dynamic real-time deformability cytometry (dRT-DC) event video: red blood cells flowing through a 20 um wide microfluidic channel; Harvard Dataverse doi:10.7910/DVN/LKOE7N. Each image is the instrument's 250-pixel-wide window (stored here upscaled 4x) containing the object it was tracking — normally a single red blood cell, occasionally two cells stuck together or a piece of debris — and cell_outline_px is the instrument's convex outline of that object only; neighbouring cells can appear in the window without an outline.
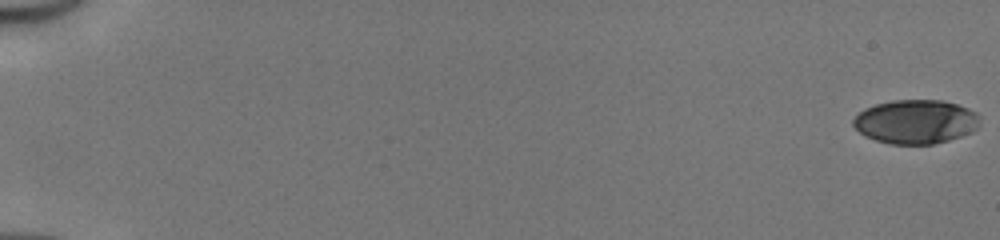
{"species": "human", "species_latin": "Homo sapiens", "temperature_condition": "cold", "stored_images_in_passage": 52, "camera_frame_rate_fps": 3000, "um_per_image_px": 0.085, "donor": {"sex": "male"}, "frame": {"image": 1, "passage_image": 1, "time_ms": 0.0, "image_size_px": [1000, 240], "cell_outline_px": [[980, 124], [972, 132], [948, 140], [932, 144], [892, 144], [876, 140], [864, 136], [852, 124], [852, 120], [864, 108], [876, 104], [892, 100], [944, 100], [968, 108], [976, 112], [980, 116]], "centroid_in_image_um": [77.84, 10.34], "position_along_channel_um": 7.2, "area_um2": 32.54}}
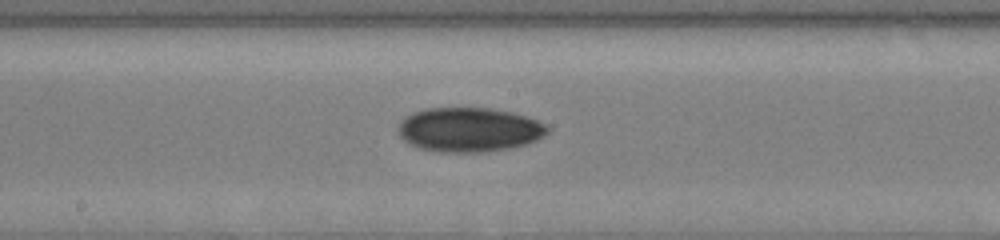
{"frame": {"image": 2, "passage_image": 30, "time_ms": 9.667, "image_size_px": [1000, 240], "cell_outline_px": [[552, 128], [544, 136], [528, 144], [508, 148], [484, 152], [440, 152], [420, 148], [404, 140], [400, 136], [400, 124], [404, 116], [424, 108], [492, 108], [512, 112], [548, 124]], "centroid_in_image_um": [39.93, 11.02], "position_along_channel_um": 208.3, "area_um2": 38.61}}
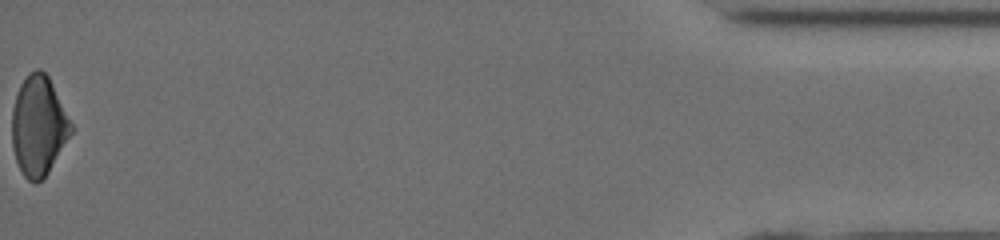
{"frame": {"image": 3, "passage_image": 52, "time_ms": 17.0, "image_size_px": [1000, 240], "cell_outline_px": [[76, 128], [48, 172], [36, 184], [28, 180], [24, 176], [16, 160], [12, 148], [12, 108], [20, 84], [28, 72], [36, 68], [40, 68], [48, 76]], "centroid_in_image_um": [3.3, 10.68], "position_along_channel_um": 431.9, "area_um2": 34.74}, "authors_computed_cell_mechanics": {"area_um2": 35.1713, "velocity_mm_per_s": 4.1797, "shape_relaxation_time_tau1_ms": 4.9576, "shape_relaxation_time_tau2_ms": null, "deformation_change_tau1": 0.1419, "deformation_change_tau2": null}}